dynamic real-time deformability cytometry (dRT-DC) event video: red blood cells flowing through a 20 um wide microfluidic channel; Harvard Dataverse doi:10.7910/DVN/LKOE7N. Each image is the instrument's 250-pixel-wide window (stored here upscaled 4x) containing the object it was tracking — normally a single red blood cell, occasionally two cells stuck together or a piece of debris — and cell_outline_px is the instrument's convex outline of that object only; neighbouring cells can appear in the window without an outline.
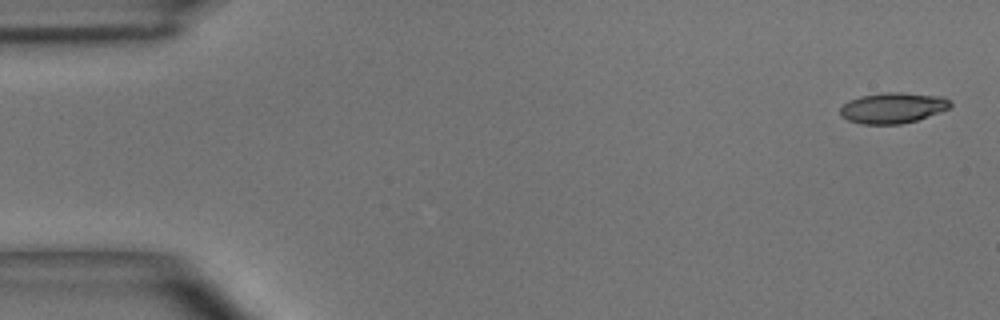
{"species": "common noctule bat (a hibernating species)", "species_latin": "Nyctalus noctula", "temperature_condition": "room temperature", "stored_images_in_passage": 9, "camera_frame_rate_fps": 3000, "um_per_image_px": 0.085, "animal": {"sex": "male", "body_mass_g": 15.6}, "frame": {"image": 1, "passage_image": 1, "time_ms": 0.0, "image_size_px": [1000, 320], "cell_outline_px": [[952, 104], [948, 108], [916, 120], [900, 124], [864, 124], [848, 120], [840, 116], [840, 108], [848, 100], [860, 96], [888, 92], [900, 92], [944, 96], [952, 100]], "centroid_in_image_um": [75.88, 9.16], "position_along_channel_um": 9.1, "area_um2": 19.65}}